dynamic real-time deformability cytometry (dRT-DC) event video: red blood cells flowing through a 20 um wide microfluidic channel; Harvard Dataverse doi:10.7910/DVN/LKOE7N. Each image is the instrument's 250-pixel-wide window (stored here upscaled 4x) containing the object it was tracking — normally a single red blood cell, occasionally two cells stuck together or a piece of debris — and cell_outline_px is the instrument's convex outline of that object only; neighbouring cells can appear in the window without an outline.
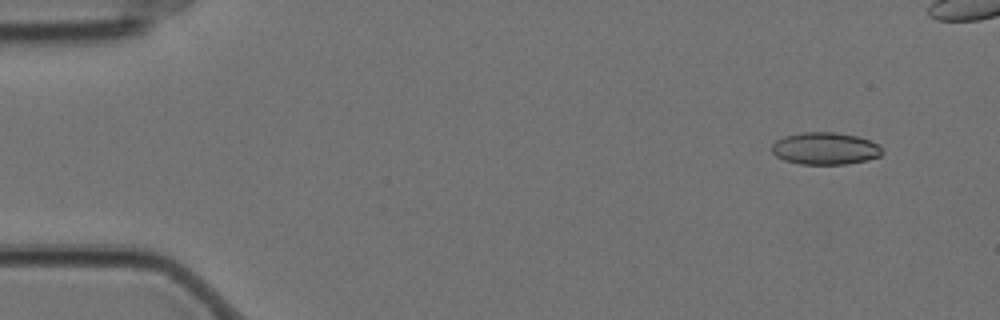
{"species": "Egyptian fruit bat (a non-hibernating species)", "species_latin": "Rousettus aegyptiacus", "temperature_condition": "cold", "stored_images_in_passage": 7, "camera_frame_rate_fps": 3000, "um_per_image_px": 0.085, "animal": {"sex": "female"}, "frame": {"image": 1, "passage_image": 1, "time_ms": 0.0, "image_size_px": [1000, 320], "cell_outline_px": [[884, 152], [880, 156], [868, 160], [844, 164], [800, 164], [784, 160], [776, 156], [772, 152], [772, 144], [776, 140], [784, 136], [800, 132], [836, 132], [856, 136], [868, 140], [876, 144]], "centroid_in_image_um": [70.11, 12.62], "position_along_channel_um": 14.9, "area_um2": 20.69}}
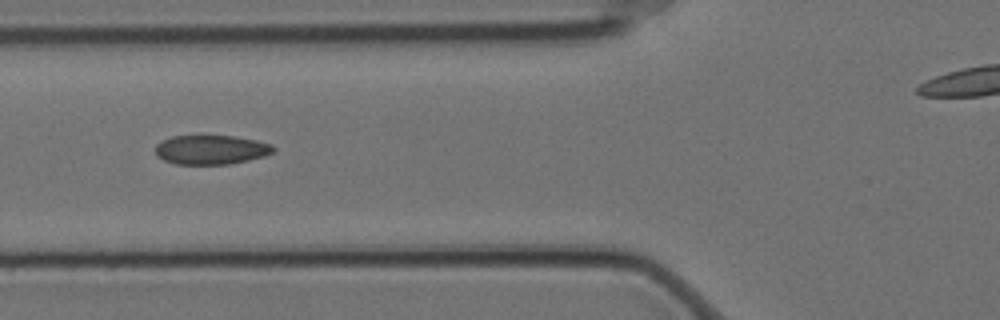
{"frame": {"image": 2, "passage_image": 6, "time_ms": 1.667, "image_size_px": [1000, 320], "cell_outline_px": [[276, 148], [272, 152], [264, 156], [248, 160], [228, 164], [176, 164], [164, 160], [156, 156], [156, 144], [160, 140], [172, 136], [236, 136], [256, 140], [272, 144]], "centroid_in_image_um": [17.93, 12.72], "position_along_channel_um": 107.9, "area_um2": 20.17}}
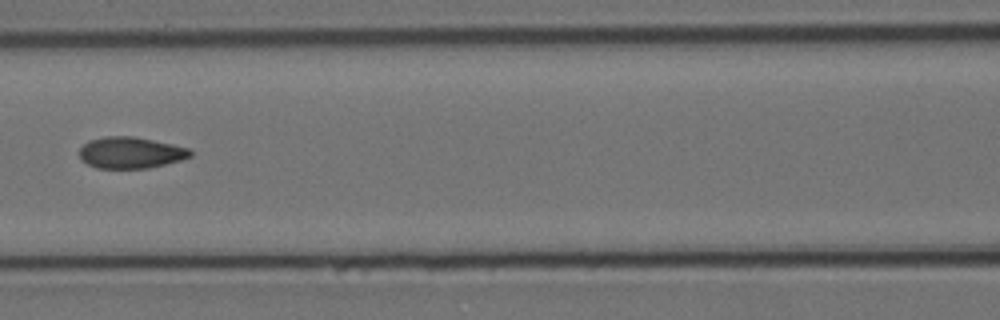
{"frame": {"image": 3, "passage_image": 7, "time_ms": 2.0, "image_size_px": [1000, 320], "cell_outline_px": [[192, 156], [180, 160], [148, 168], [96, 168], [88, 164], [80, 156], [80, 148], [88, 140], [104, 136], [132, 136], [172, 144], [188, 148], [192, 152]], "centroid_in_image_um": [11.09, 12.97], "position_along_channel_um": 155.5, "area_um2": 20.11}}